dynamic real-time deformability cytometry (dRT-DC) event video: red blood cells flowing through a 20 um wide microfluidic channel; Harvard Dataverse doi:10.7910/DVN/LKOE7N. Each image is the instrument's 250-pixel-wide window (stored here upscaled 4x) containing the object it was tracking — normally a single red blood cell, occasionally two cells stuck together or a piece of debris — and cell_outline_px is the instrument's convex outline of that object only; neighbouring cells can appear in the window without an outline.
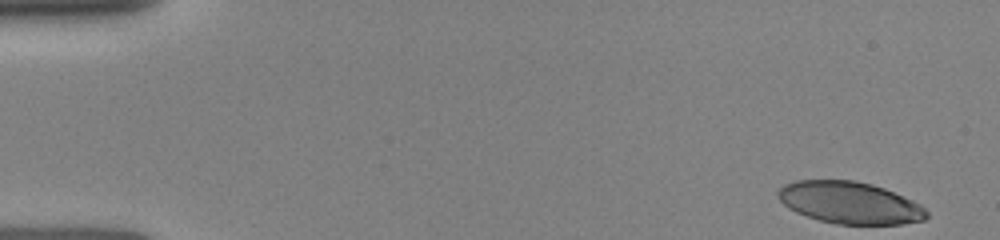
{"species": "human", "species_latin": "Homo sapiens", "temperature_condition": "room temperature", "stored_images_in_passage": 47, "camera_frame_rate_fps": 3000, "um_per_image_px": 0.085, "donor": {"sex": "female"}, "frame": {"image": 1, "passage_image": 1, "time_ms": 0.0, "image_size_px": [1000, 240], "cell_outline_px": [[928, 216], [924, 220], [900, 224], [836, 224], [820, 220], [796, 212], [788, 208], [776, 196], [776, 192], [784, 184], [796, 180], [856, 180], [872, 184], [884, 188], [912, 200], [920, 204], [928, 212]], "centroid_in_image_um": [72.21, 17.22], "position_along_channel_um": 12.8, "area_um2": 36.36}}
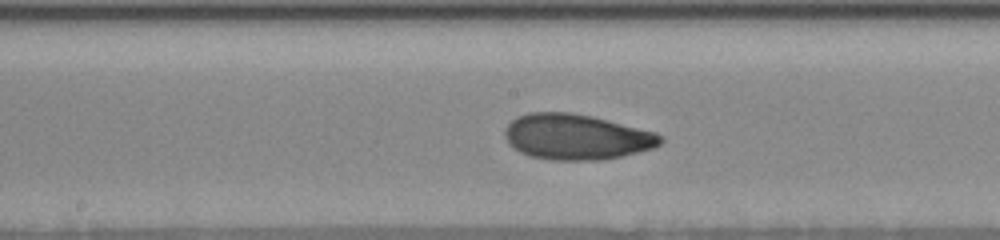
{"frame": {"image": 2, "passage_image": 27, "time_ms": 7.667, "image_size_px": [1000, 240], "cell_outline_px": [[664, 140], [660, 144], [652, 148], [620, 156], [600, 160], [552, 160], [528, 156], [520, 152], [508, 144], [504, 136], [504, 128], [516, 116], [528, 112], [572, 112], [592, 116], [656, 132], [664, 136]], "centroid_in_image_um": [48.96, 11.63], "position_along_channel_um": 199.2, "area_um2": 41.56}}
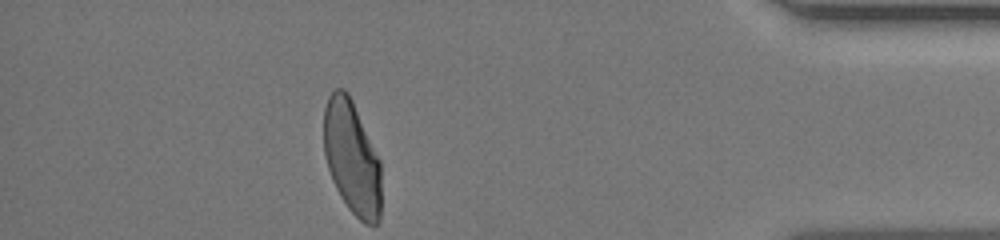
{"frame": {"image": 3, "passage_image": 47, "time_ms": 13.667, "image_size_px": [1000, 240], "cell_outline_px": [[380, 220], [376, 224], [364, 224], [348, 208], [340, 196], [332, 180], [328, 168], [324, 152], [324, 108], [328, 96], [336, 88], [344, 88], [348, 92], [352, 100], [380, 160]], "centroid_in_image_um": [29.9, 13.4], "position_along_channel_um": 405.3, "area_um2": 37.97}}